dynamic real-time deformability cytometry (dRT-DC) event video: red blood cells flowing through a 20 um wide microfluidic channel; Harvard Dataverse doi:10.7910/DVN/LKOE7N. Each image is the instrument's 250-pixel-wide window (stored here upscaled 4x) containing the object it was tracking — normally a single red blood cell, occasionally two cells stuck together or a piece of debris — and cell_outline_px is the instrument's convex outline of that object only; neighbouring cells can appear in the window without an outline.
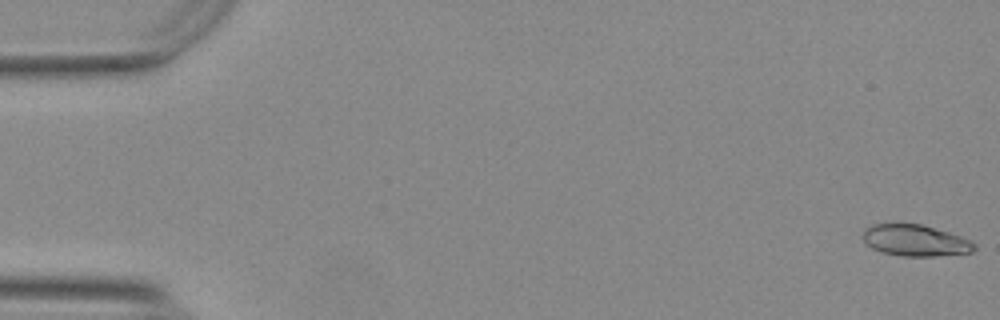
{"species": "Egyptian fruit bat (a non-hibernating species)", "species_latin": "Rousettus aegyptiacus", "temperature_condition": "warm", "stored_images_in_passage": 55, "camera_frame_rate_fps": 3000, "um_per_image_px": 0.085, "animal": {"sex": "female"}, "frame": {"image": 1, "passage_image": 1, "time_ms": 0.0, "image_size_px": [1000, 320], "cell_outline_px": [[976, 248], [972, 252], [936, 256], [900, 256], [880, 252], [864, 244], [864, 228], [872, 224], [920, 224], [948, 232], [972, 240], [976, 244]], "centroid_in_image_um": [77.79, 20.45], "position_along_channel_um": 7.2, "area_um2": 20.46}}
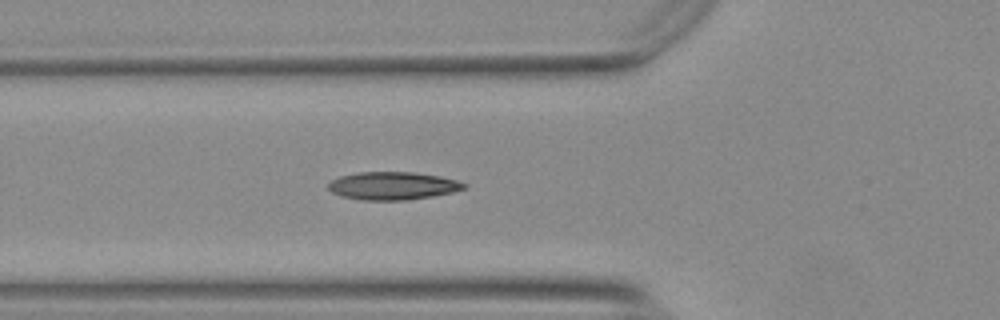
{"frame": {"image": 2, "passage_image": 20, "time_ms": 6.333, "image_size_px": [1000, 320], "cell_outline_px": [[468, 188], [452, 192], [432, 196], [408, 200], [360, 200], [344, 196], [332, 192], [328, 188], [328, 184], [332, 180], [340, 176], [360, 172], [412, 172], [440, 176], [456, 180], [468, 184]], "centroid_in_image_um": [33.42, 15.79], "position_along_channel_um": 92.4, "area_um2": 22.02}}
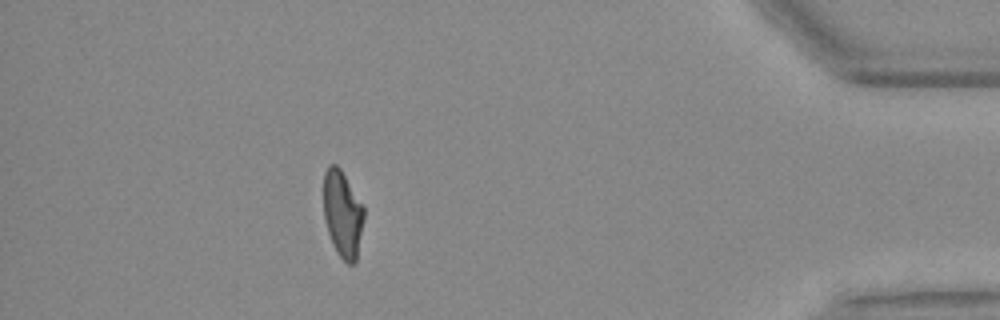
{"frame": {"image": 3, "passage_image": 49, "time_ms": 16.0, "image_size_px": [1000, 320], "cell_outline_px": [[364, 220], [356, 260], [352, 264], [348, 264], [336, 252], [332, 244], [328, 232], [324, 216], [324, 172], [328, 164], [336, 164], [340, 168], [364, 204]], "centroid_in_image_um": [29.13, 18.15], "position_along_channel_um": 406.1, "area_um2": 20.58}, "authors_computed_cell_mechanics": {"area_um2": 20.9236, "velocity_mm_per_s": 3.7618, "shape_relaxation_time_tau1_ms": 6.9706, "shape_relaxation_time_tau2_ms": 1.3144, "deformation_change_tau1": 0.2105, "deformation_change_tau2": 0.0727}}